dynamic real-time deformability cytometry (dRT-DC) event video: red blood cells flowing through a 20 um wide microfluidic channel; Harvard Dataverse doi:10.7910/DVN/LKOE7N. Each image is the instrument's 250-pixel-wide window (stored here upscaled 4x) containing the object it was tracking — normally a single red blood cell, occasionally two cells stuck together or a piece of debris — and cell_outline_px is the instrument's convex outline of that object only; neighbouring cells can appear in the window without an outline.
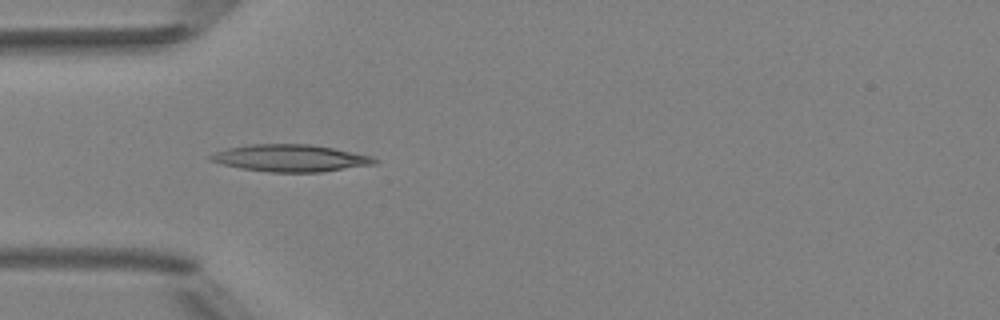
{"species": "Egyptian fruit bat (a non-hibernating species)", "species_latin": "Rousettus aegyptiacus", "temperature_condition": "room temperature", "stored_images_in_passage": 7, "camera_frame_rate_fps": 3000, "um_per_image_px": 0.085, "animal": {"sex": "female"}, "frame": {"image": 1, "passage_image": 4, "time_ms": 3.667, "image_size_px": [1000, 320], "cell_outline_px": [[380, 160], [376, 164], [320, 172], [268, 172], [240, 168], [208, 160], [208, 156], [216, 152], [228, 148], [252, 144], [308, 144], [332, 148], [368, 156]], "centroid_in_image_um": [24.66, 13.44], "position_along_channel_um": 60.3, "area_um2": 25.55}}
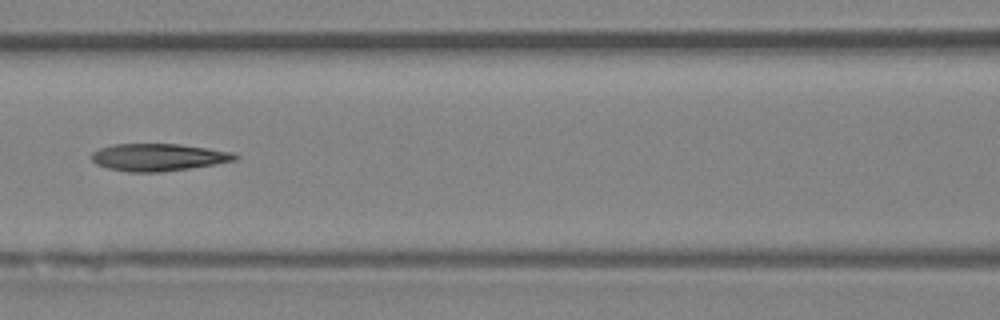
{"frame": {"image": 2, "passage_image": 6, "time_ms": 6.0, "image_size_px": [1000, 320], "cell_outline_px": [[240, 156], [236, 160], [216, 164], [160, 172], [128, 172], [108, 168], [96, 164], [92, 160], [92, 152], [100, 148], [112, 144], [180, 144], [208, 148], [232, 152]], "centroid_in_image_um": [13.46, 13.36], "position_along_channel_um": 153.1, "area_um2": 22.83}}
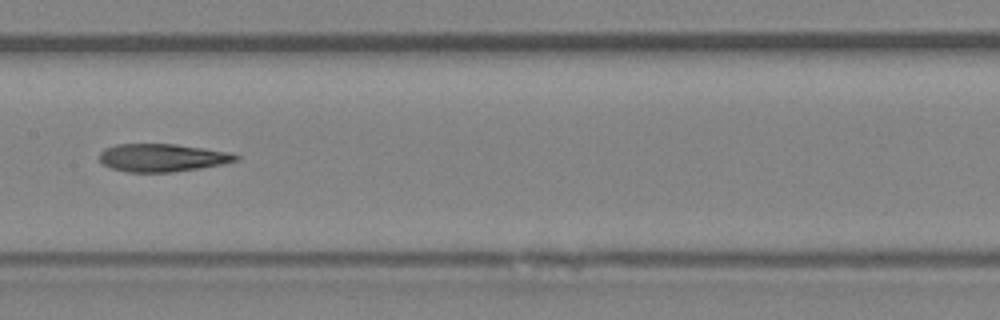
{"frame": {"image": 3, "passage_image": 7, "time_ms": 7.0, "image_size_px": [1000, 320], "cell_outline_px": [[240, 160], [200, 168], [172, 172], [128, 172], [112, 168], [104, 164], [100, 160], [100, 152], [104, 148], [116, 144], [176, 144], [232, 152], [240, 156]], "centroid_in_image_um": [13.82, 13.39], "position_along_channel_um": 193.6, "area_um2": 22.2}}